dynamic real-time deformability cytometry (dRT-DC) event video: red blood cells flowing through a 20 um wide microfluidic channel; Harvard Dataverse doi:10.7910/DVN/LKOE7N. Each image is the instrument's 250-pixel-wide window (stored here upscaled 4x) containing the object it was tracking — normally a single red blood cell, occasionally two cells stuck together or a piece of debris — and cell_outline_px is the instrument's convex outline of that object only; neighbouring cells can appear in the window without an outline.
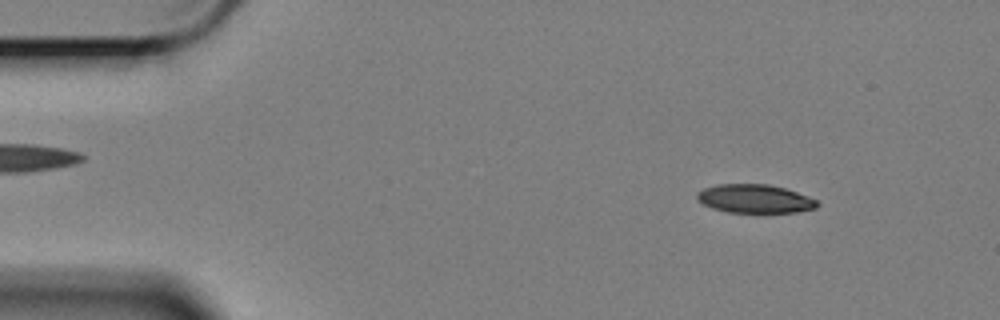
{"species": "Egyptian fruit bat (a non-hibernating species)", "species_latin": "Rousettus aegyptiacus", "temperature_condition": "cold", "stored_images_in_passage": 57, "camera_frame_rate_fps": 3000, "um_per_image_px": 0.085, "animal": {"sex": "female"}, "frame": {"image": 1, "passage_image": 6, "time_ms": 1.667, "image_size_px": [1000, 320], "cell_outline_px": [[820, 204], [816, 208], [796, 212], [728, 212], [712, 208], [696, 200], [696, 192], [704, 188], [716, 184], [768, 184], [784, 188], [808, 196], [816, 200]], "centroid_in_image_um": [64.13, 16.89], "position_along_channel_um": 20.9, "area_um2": 20.0}}
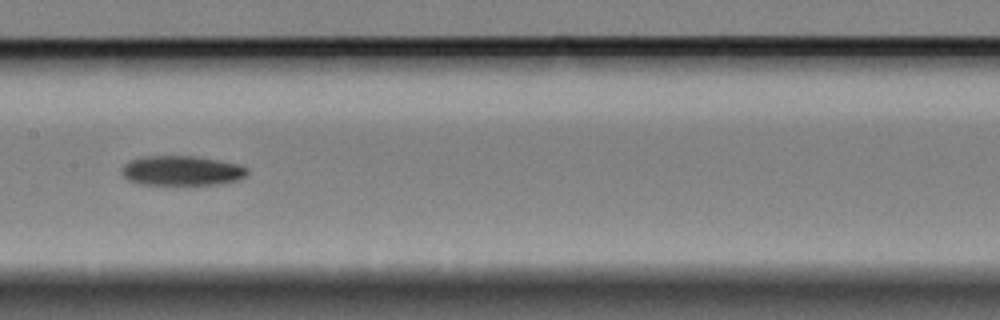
{"frame": {"image": 2, "passage_image": 28, "time_ms": 9.0, "image_size_px": [1000, 320], "cell_outline_px": [[248, 176], [240, 180], [216, 184], [140, 184], [128, 180], [120, 172], [120, 168], [128, 160], [144, 156], [196, 156], [236, 164], [248, 168]], "centroid_in_image_um": [15.42, 14.5], "position_along_channel_um": 192.0, "area_um2": 21.85}}
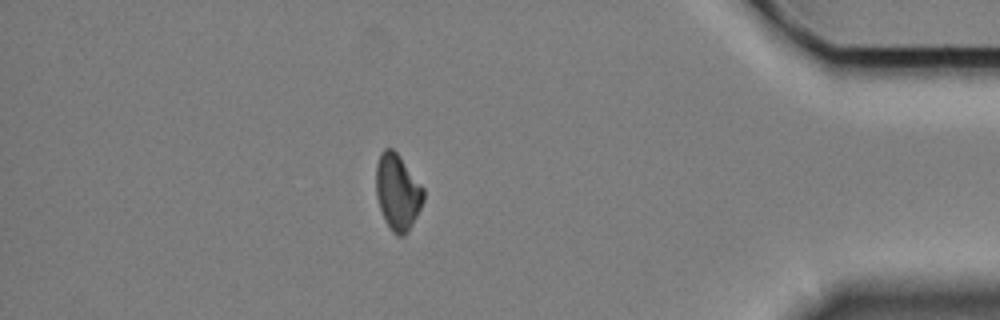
{"frame": {"image": 3, "passage_image": 50, "time_ms": 16.333, "image_size_px": [1000, 320], "cell_outline_px": [[424, 200], [412, 224], [404, 236], [396, 236], [392, 232], [384, 220], [376, 196], [376, 164], [380, 152], [384, 148], [392, 148], [400, 156], [424, 188]], "centroid_in_image_um": [33.78, 16.31], "position_along_channel_um": 401.4, "area_um2": 21.1}, "authors_computed_cell_mechanics": {"area_um2": 21.964, "velocity_mm_per_s": 3.3885, "shape_relaxation_time_tau1_ms": 8.526, "shape_relaxation_time_tau2_ms": null, "deformation_change_tau1": 0.1644, "deformation_change_tau2": null}}